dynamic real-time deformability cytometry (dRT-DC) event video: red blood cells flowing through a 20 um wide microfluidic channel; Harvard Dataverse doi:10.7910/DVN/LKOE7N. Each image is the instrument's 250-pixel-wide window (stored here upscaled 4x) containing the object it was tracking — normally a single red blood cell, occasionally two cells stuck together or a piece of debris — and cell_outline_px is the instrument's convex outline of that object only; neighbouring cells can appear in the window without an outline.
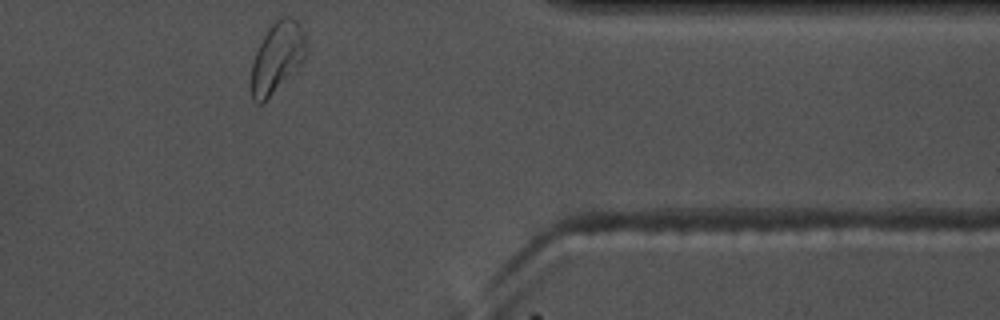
{"species": "common noctule bat (a hibernating species)", "species_latin": "Nyctalus noctula", "temperature_condition": "warm", "stored_images_in_passage": 34, "camera_frame_rate_fps": 3000, "um_per_image_px": 0.085, "animal": {"sex": "male", "body_mass_g": 17.5, "forearm_length_mm": 52.3}, "frame": {"image": 1, "passage_image": 34, "time_ms": 11.0, "image_size_px": [1000, 320], "cell_outline_px": [[304, 60], [260, 104], [256, 104], [252, 100], [252, 64], [256, 52], [268, 28], [280, 16], [288, 16], [296, 20], [300, 24], [304, 32]], "centroid_in_image_um": [23.54, 4.83], "position_along_channel_um": 387.9, "area_um2": 21.56}, "authors_computed_cell_mechanics": {"area_um2": 19.2474, "velocity_mm_per_s": 3.5837, "shape_relaxation_time_tau1_ms": 6.7089, "shape_relaxation_time_tau2_ms": 2.7625, "deformation_change_tau1": 0.183, "deformation_change_tau2": 0.0639}}